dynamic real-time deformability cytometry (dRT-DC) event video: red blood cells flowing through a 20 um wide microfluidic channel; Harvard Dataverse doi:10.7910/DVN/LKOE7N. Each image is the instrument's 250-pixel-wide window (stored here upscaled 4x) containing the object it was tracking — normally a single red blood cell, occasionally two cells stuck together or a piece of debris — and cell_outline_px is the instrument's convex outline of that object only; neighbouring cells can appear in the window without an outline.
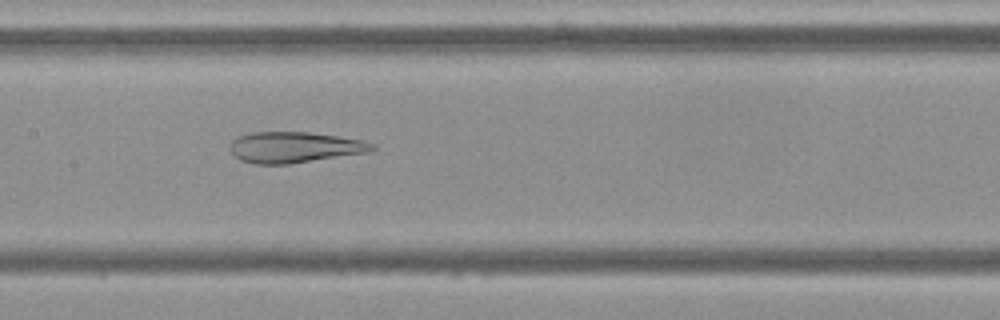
{"species": "Egyptian fruit bat (a non-hibernating species)", "species_latin": "Rousettus aegyptiacus", "temperature_condition": "cold", "stored_images_in_passage": 45, "camera_frame_rate_fps": 3000, "um_per_image_px": 0.085, "frame": {"image": 1, "passage_image": 17, "time_ms": 5.333, "image_size_px": [1000, 320], "cell_outline_px": [[376, 148], [368, 152], [288, 164], [256, 164], [240, 160], [228, 148], [232, 140], [236, 136], [252, 132], [308, 132], [364, 140], [376, 144]], "centroid_in_image_um": [25.01, 12.51], "position_along_channel_um": 182.4, "area_um2": 25.61}}
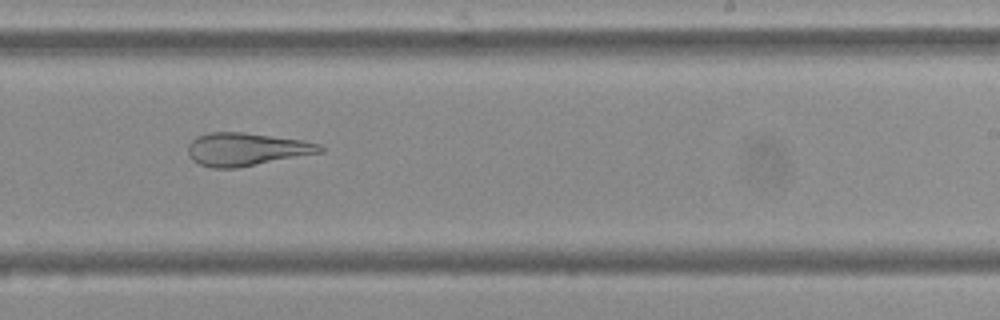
{"frame": {"image": 2, "passage_image": 24, "time_ms": 7.667, "image_size_px": [1000, 320], "cell_outline_px": [[324, 152], [236, 168], [212, 168], [200, 164], [192, 160], [188, 156], [188, 144], [196, 136], [208, 132], [244, 132], [304, 140], [320, 144], [324, 148]], "centroid_in_image_um": [20.93, 12.68], "position_along_channel_um": 268.1, "area_um2": 25.55}}
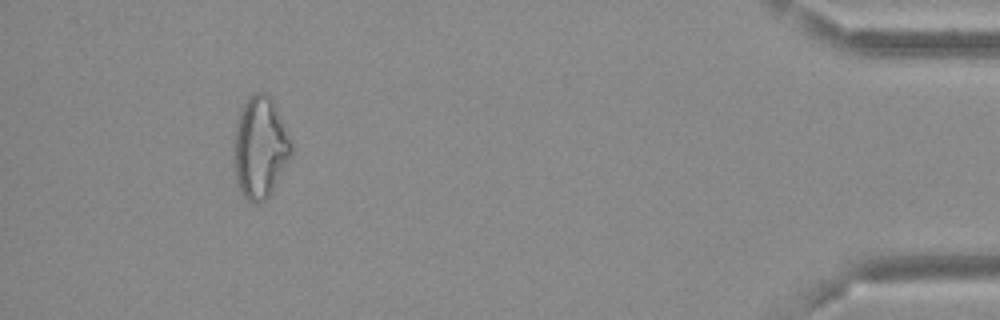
{"frame": {"image": 3, "passage_image": 41, "time_ms": 13.333, "image_size_px": [1000, 320], "cell_outline_px": [[292, 156], [268, 196], [260, 204], [252, 204], [240, 192], [236, 184], [232, 164], [232, 140], [236, 120], [248, 96], [256, 92], [264, 92], [272, 100], [292, 144]], "centroid_in_image_um": [22.04, 12.58], "position_along_channel_um": 413.2, "area_um2": 34.45}}